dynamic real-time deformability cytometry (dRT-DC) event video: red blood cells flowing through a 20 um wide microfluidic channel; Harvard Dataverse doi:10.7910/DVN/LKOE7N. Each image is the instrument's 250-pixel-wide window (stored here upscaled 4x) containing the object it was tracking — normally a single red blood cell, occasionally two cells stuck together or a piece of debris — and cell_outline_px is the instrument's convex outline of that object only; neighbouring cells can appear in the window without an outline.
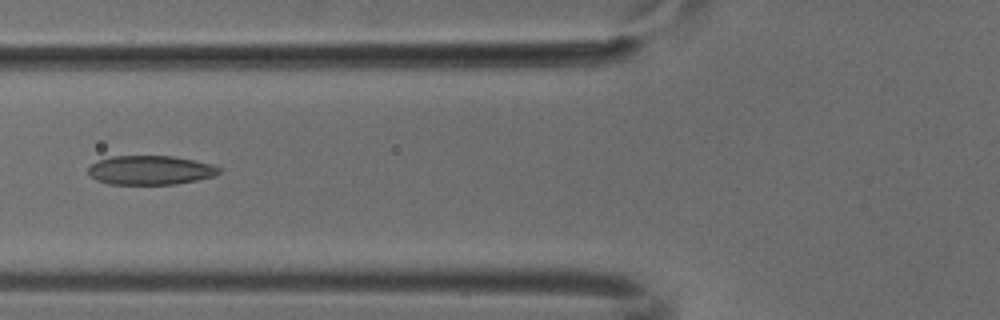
{"species": "common noctule bat (a hibernating species)", "species_latin": "Nyctalus noctula", "temperature_condition": "cold", "stored_images_in_passage": 6, "camera_frame_rate_fps": 3000, "um_per_image_px": 0.085, "animal": {"sex": "male", "body_mass_g": 18.8}, "frame": {"image": 1, "passage_image": 5, "time_ms": 1.333, "image_size_px": [1000, 320], "cell_outline_px": [[220, 172], [212, 176], [196, 180], [176, 184], [108, 184], [96, 180], [88, 172], [88, 168], [92, 164], [100, 160], [112, 156], [172, 156], [212, 164], [220, 168]], "centroid_in_image_um": [12.77, 14.46], "position_along_channel_um": 113.0, "area_um2": 21.96}}
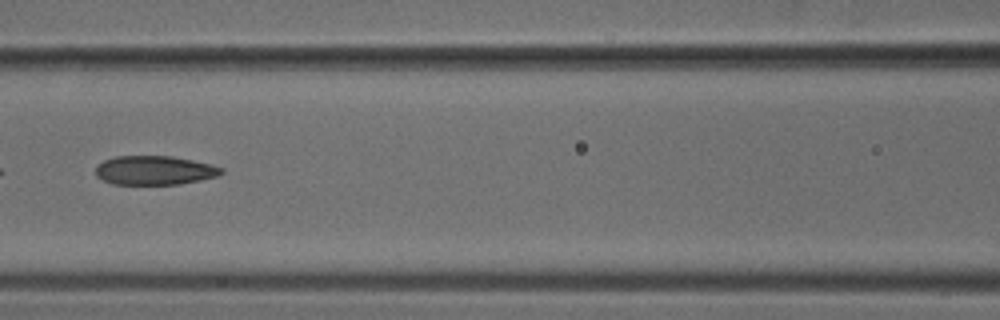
{"frame": {"image": 2, "passage_image": 6, "time_ms": 1.667, "image_size_px": [1000, 320], "cell_outline_px": [[224, 172], [220, 176], [180, 184], [112, 184], [96, 176], [96, 164], [104, 160], [116, 156], [172, 156], [212, 164], [224, 168]], "centroid_in_image_um": [13.16, 14.47], "position_along_channel_um": 153.4, "area_um2": 21.44}}